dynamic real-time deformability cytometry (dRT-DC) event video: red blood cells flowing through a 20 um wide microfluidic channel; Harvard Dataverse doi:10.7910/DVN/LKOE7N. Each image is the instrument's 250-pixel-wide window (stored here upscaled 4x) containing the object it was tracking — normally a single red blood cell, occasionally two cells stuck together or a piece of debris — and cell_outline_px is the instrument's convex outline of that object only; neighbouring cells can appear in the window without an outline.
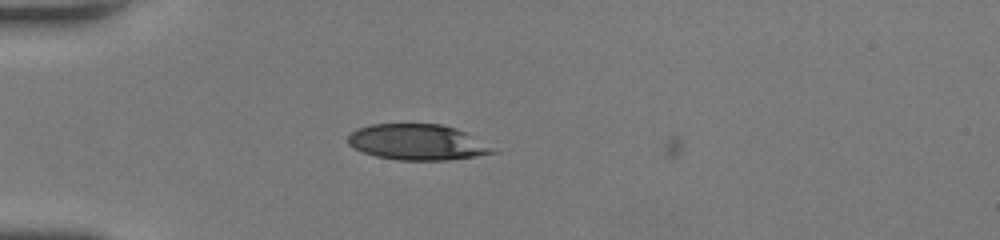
{"species": "human", "species_latin": "Homo sapiens", "temperature_condition": "room temperature", "stored_images_in_passage": 3, "camera_frame_rate_fps": 3000, "um_per_image_px": 0.085, "donor": {"sex": "female"}, "frame": {"image": 1, "passage_image": 2, "time_ms": 0.333, "image_size_px": [1000, 240], "cell_outline_px": [[496, 152], [476, 156], [448, 160], [396, 160], [376, 156], [352, 148], [348, 144], [348, 136], [356, 128], [372, 124], [440, 124], [456, 128], [464, 132], [492, 148]], "centroid_in_image_um": [35.4, 12.09], "position_along_channel_um": 49.6, "area_um2": 29.88}}